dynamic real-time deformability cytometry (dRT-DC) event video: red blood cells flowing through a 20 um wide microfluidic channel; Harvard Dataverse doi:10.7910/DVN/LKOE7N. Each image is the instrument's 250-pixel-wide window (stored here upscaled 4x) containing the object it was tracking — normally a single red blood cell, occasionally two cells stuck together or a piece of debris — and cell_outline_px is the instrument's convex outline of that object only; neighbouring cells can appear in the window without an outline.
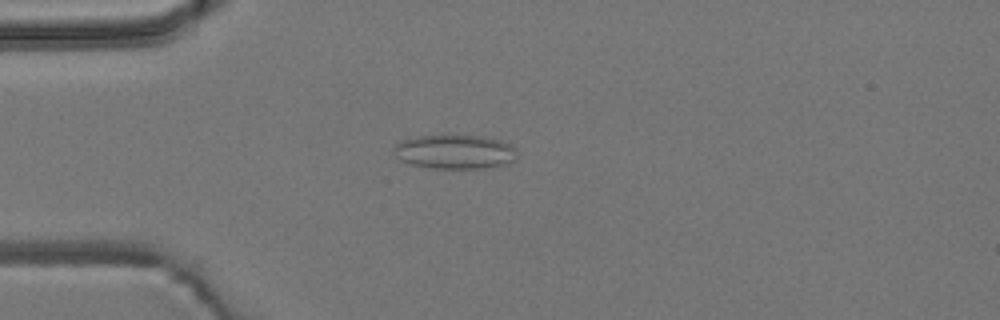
{"species": "common noctule bat (a hibernating species)", "species_latin": "Nyctalus noctula", "temperature_condition": "room temperature", "stored_images_in_passage": 43, "camera_frame_rate_fps": 3000, "um_per_image_px": 0.085, "animal": {"sex": "male", "body_mass_g": 19.2, "forearm_length_mm": 51.8}, "frame": {"image": 1, "passage_image": 4, "time_ms": 1.0, "image_size_px": [1000, 320], "cell_outline_px": [[516, 156], [512, 160], [500, 164], [480, 168], [432, 168], [412, 164], [400, 160], [396, 156], [392, 148], [396, 144], [404, 140], [420, 136], [484, 136], [500, 140], [516, 148]], "centroid_in_image_um": [38.62, 12.9], "position_along_channel_um": 46.4, "area_um2": 23.99}}
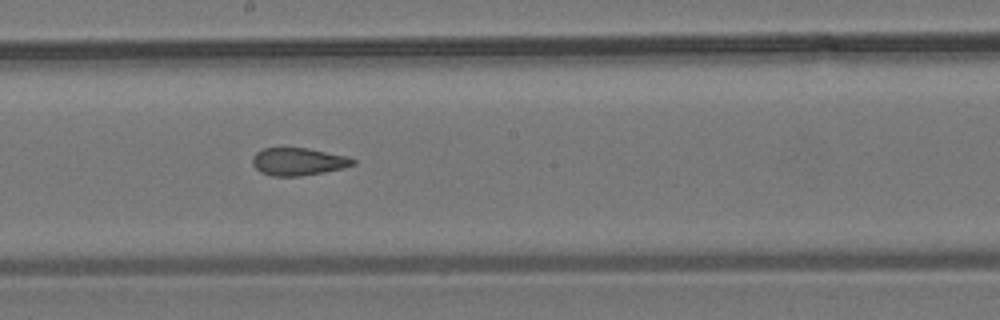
{"frame": {"image": 2, "passage_image": 19, "time_ms": 6.0, "image_size_px": [1000, 320], "cell_outline_px": [[356, 164], [324, 172], [300, 176], [272, 176], [260, 172], [252, 164], [252, 156], [256, 152], [264, 148], [308, 148], [348, 156], [356, 160]], "centroid_in_image_um": [25.34, 13.73], "position_along_channel_um": 222.9, "area_um2": 16.18}}
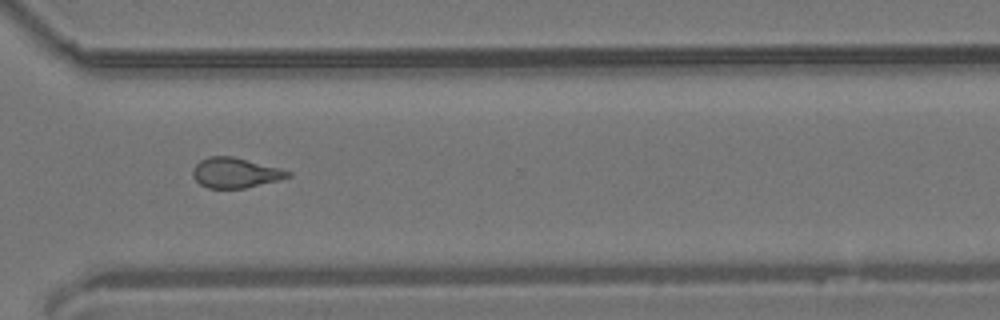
{"frame": {"image": 3, "passage_image": 29, "time_ms": 9.333, "image_size_px": [1000, 320], "cell_outline_px": [[292, 176], [280, 180], [244, 188], [208, 188], [200, 184], [192, 176], [192, 168], [200, 160], [208, 156], [232, 156], [280, 168], [292, 172]], "centroid_in_image_um": [20.0, 14.68], "position_along_channel_um": 350.6, "area_um2": 16.76}, "authors_computed_cell_mechanics": {"area_um2": 16.8776, "velocity_mm_per_s": 3.8399, "shape_relaxation_time_tau1_ms": null, "shape_relaxation_time_tau2_ms": 2.177, "deformation_change_tau1": null, "deformation_change_tau2": 0.0893}}